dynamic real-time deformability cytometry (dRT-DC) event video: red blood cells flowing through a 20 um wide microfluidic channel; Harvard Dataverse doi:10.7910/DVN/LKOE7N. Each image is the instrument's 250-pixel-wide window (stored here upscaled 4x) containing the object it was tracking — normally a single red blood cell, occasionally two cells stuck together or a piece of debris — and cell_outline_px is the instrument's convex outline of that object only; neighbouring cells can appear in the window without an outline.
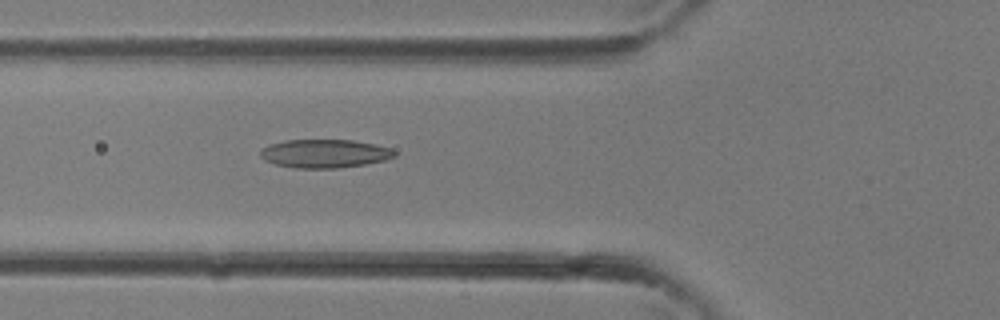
{"species": "common noctule bat (a hibernating species)", "species_latin": "Nyctalus noctula", "temperature_condition": "room temperature", "stored_images_in_passage": 34, "camera_frame_rate_fps": 3000, "um_per_image_px": 0.085, "animal": {"sex": "female"}, "frame": {"image": 1, "passage_image": 13, "time_ms": 4.0, "image_size_px": [1000, 320], "cell_outline_px": [[396, 156], [384, 160], [364, 164], [340, 168], [296, 168], [276, 164], [264, 160], [260, 156], [260, 148], [268, 144], [284, 140], [352, 140], [376, 144], [392, 148], [396, 152]], "centroid_in_image_um": [27.58, 13.04], "position_along_channel_um": 98.2, "area_um2": 22.43}}
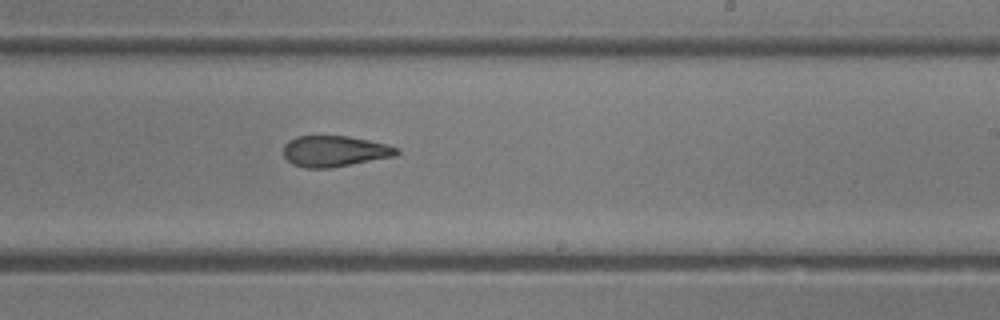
{"frame": {"image": 2, "passage_image": 21, "time_ms": 6.667, "image_size_px": [1000, 320], "cell_outline_px": [[400, 152], [396, 156], [328, 168], [304, 168], [292, 164], [284, 156], [284, 144], [288, 140], [296, 136], [348, 136], [388, 144], [400, 148]], "centroid_in_image_um": [28.45, 12.84], "position_along_channel_um": 260.5, "area_um2": 20.52}}
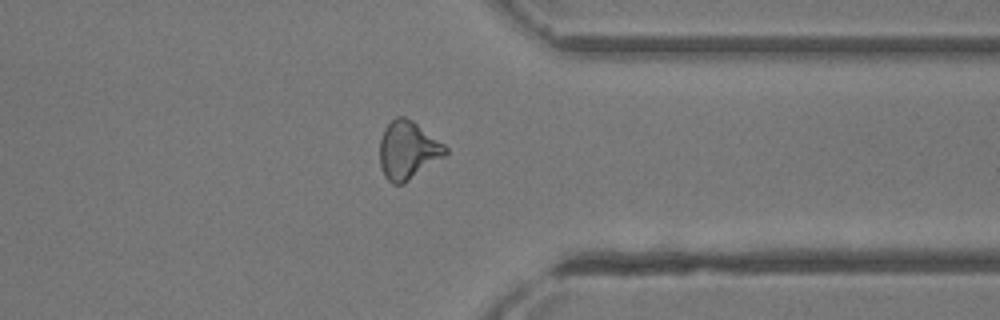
{"frame": {"image": 3, "passage_image": 27, "time_ms": 8.667, "image_size_px": [1000, 320], "cell_outline_px": [[448, 152], [444, 156], [404, 184], [392, 184], [384, 176], [380, 164], [380, 140], [384, 128], [396, 116], [404, 116], [412, 120], [444, 144], [448, 148]], "centroid_in_image_um": [34.65, 12.77], "position_along_channel_um": 376.7, "area_um2": 22.14}}